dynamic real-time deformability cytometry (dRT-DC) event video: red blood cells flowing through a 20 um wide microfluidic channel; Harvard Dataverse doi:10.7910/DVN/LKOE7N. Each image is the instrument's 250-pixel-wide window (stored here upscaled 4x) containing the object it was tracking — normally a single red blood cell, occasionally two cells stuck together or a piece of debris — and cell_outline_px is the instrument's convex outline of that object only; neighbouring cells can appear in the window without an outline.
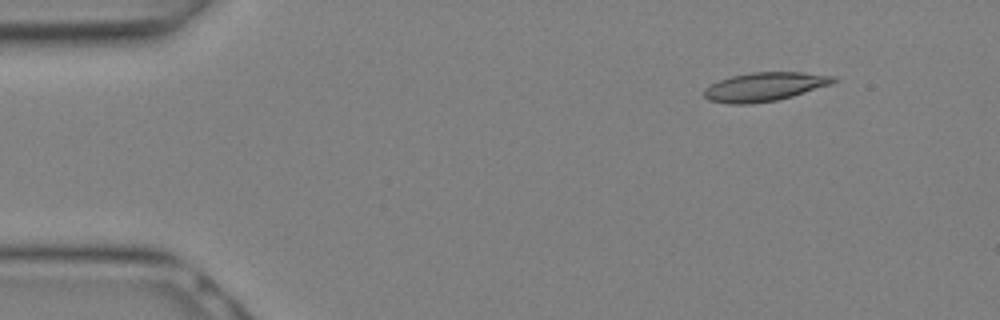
{"species": "Egyptian fruit bat (a non-hibernating species)", "species_latin": "Rousettus aegyptiacus", "temperature_condition": "warm", "stored_images_in_passage": 6, "camera_frame_rate_fps": 3000, "um_per_image_px": 0.085, "animal": {"sex": "female"}, "frame": {"image": 1, "passage_image": 1, "time_ms": 0.0, "image_size_px": [1000, 320], "cell_outline_px": [[840, 80], [832, 84], [792, 96], [776, 100], [748, 104], [732, 104], [708, 100], [704, 96], [704, 88], [720, 80], [732, 76], [752, 72], [800, 72], [836, 76]], "centroid_in_image_um": [65.03, 7.37], "position_along_channel_um": 20.0, "area_um2": 21.62}}
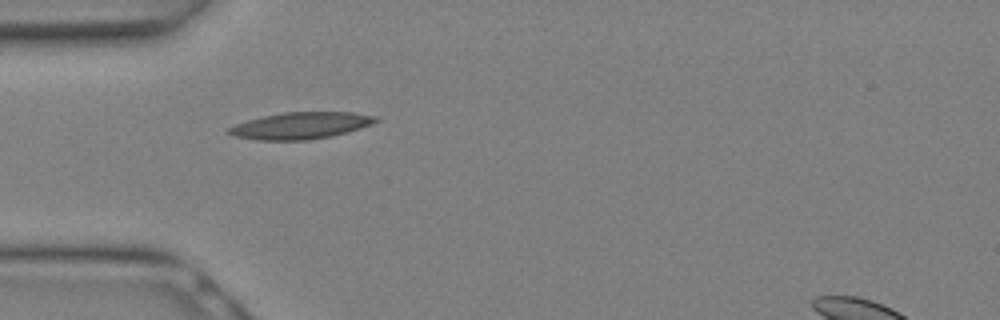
{"frame": {"image": 2, "passage_image": 6, "time_ms": 1.667, "image_size_px": [1000, 320], "cell_outline_px": [[380, 120], [372, 124], [360, 128], [332, 136], [308, 140], [260, 140], [236, 136], [228, 132], [228, 128], [236, 124], [248, 120], [264, 116], [284, 112], [352, 112], [380, 116]], "centroid_in_image_um": [25.64, 10.66], "position_along_channel_um": 59.4, "area_um2": 22.77}}